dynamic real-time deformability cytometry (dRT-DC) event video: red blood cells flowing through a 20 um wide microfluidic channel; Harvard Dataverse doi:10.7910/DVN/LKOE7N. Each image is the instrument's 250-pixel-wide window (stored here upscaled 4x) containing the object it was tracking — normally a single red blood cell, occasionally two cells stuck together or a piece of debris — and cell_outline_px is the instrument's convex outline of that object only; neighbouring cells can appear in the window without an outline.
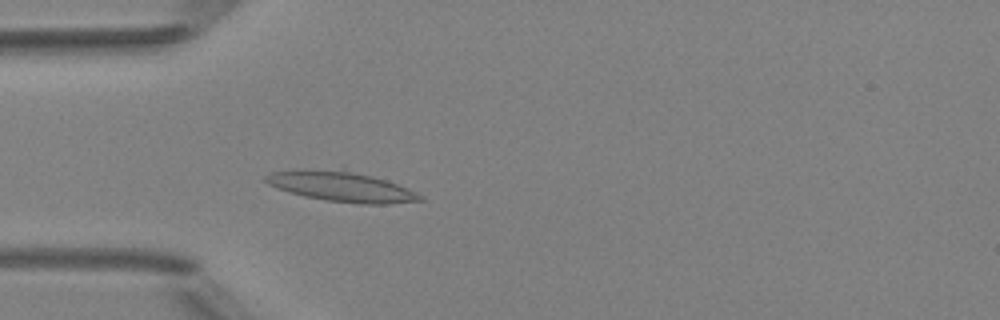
{"species": "Egyptian fruit bat (a non-hibernating species)", "species_latin": "Rousettus aegyptiacus", "temperature_condition": "room temperature", "stored_images_in_passage": 4, "camera_frame_rate_fps": 3000, "um_per_image_px": 0.085, "animal": {"sex": "female"}, "frame": {"image": 1, "passage_image": 4, "time_ms": 4.333, "image_size_px": [1000, 320], "cell_outline_px": [[424, 200], [388, 204], [360, 204], [324, 200], [304, 196], [276, 188], [268, 184], [264, 180], [264, 176], [272, 172], [344, 164], [388, 180], [416, 192], [424, 196]], "centroid_in_image_um": [29.03, 15.77], "position_along_channel_um": 56.0, "area_um2": 28.84}}